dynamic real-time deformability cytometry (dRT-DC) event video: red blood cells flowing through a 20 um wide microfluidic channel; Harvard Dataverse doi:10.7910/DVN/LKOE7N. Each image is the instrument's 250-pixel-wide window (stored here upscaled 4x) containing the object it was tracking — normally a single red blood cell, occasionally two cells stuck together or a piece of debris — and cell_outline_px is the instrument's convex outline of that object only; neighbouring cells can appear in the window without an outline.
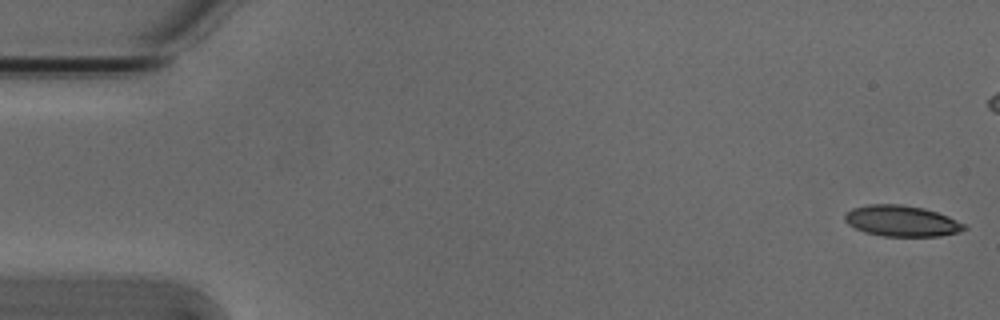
{"species": "Egyptian fruit bat (a non-hibernating species)", "species_latin": "Rousettus aegyptiacus", "temperature_condition": "cold", "stored_images_in_passage": 5, "camera_frame_rate_fps": 3000, "um_per_image_px": 0.085, "animal": {"sex": "male"}, "frame": {"image": 1, "passage_image": 1, "time_ms": 0.0, "image_size_px": [1000, 320], "cell_outline_px": [[968, 228], [960, 232], [940, 236], [884, 236], [864, 232], [848, 224], [844, 220], [844, 212], [852, 208], [868, 204], [900, 204], [924, 208], [948, 216], [964, 224]], "centroid_in_image_um": [76.62, 18.78], "position_along_channel_um": 8.4, "area_um2": 21.62}}